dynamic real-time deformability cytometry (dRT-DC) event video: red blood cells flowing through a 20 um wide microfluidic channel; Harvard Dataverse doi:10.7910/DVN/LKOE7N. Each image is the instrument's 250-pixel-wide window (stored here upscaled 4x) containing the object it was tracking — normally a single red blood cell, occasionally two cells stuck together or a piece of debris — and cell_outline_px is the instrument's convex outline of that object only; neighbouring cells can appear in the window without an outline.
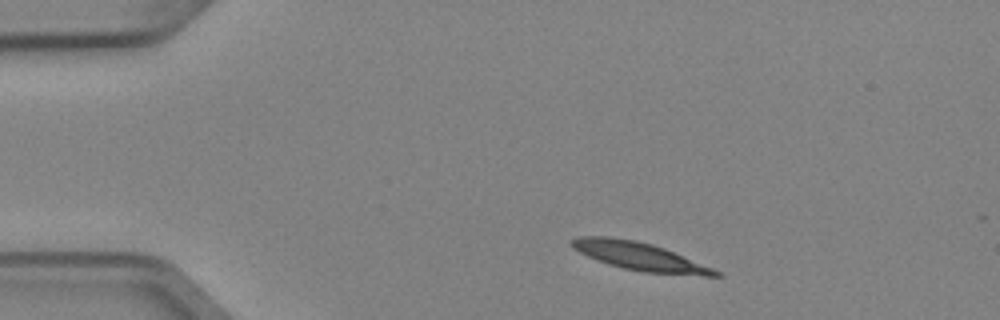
{"species": "Egyptian fruit bat (a non-hibernating species)", "species_latin": "Rousettus aegyptiacus", "temperature_condition": "cold", "stored_images_in_passage": 3, "segment_of_instrument_passage": [2, 2], "camera_frame_rate_fps": 3000, "um_per_image_px": 0.085, "animal": {"sex": "female"}, "frame": {"image": 1, "passage_image": 3, "time_ms": 0.667, "image_size_px": [1000, 320], "cell_outline_px": [[724, 276], [704, 276], [644, 272], [624, 268], [608, 264], [596, 260], [572, 248], [568, 244], [568, 240], [576, 236], [608, 236], [636, 240], [652, 244], [664, 248], [712, 268], [720, 272]], "centroid_in_image_um": [54.29, 21.77], "position_along_channel_um": 30.7, "area_um2": 23.52}}